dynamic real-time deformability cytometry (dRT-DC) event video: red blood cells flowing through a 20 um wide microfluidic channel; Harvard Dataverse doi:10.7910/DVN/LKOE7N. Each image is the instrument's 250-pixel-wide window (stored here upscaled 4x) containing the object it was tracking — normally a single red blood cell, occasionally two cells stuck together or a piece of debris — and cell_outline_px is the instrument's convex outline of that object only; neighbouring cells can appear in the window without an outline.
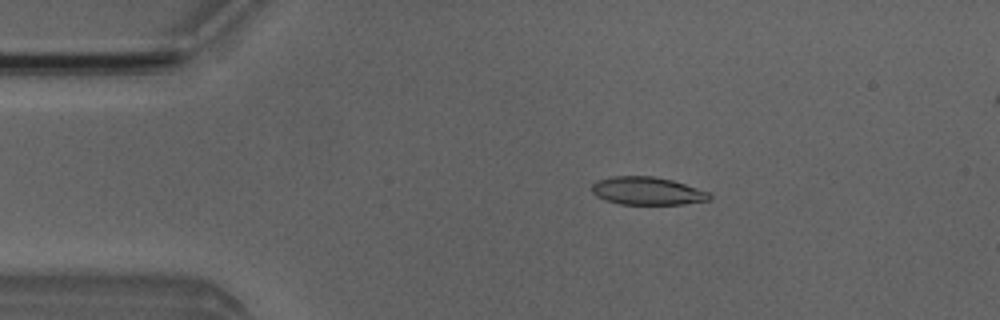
{"species": "Egyptian fruit bat (a non-hibernating species)", "species_latin": "Rousettus aegyptiacus", "temperature_condition": "room temperature", "stored_images_in_passage": 6, "camera_frame_rate_fps": 3000, "um_per_image_px": 0.085, "animal": {"sex": "male"}, "frame": {"image": 1, "passage_image": 3, "time_ms": 2.333, "image_size_px": [1000, 320], "cell_outline_px": [[712, 196], [708, 200], [684, 204], [620, 204], [604, 200], [596, 196], [592, 192], [592, 184], [596, 180], [612, 176], [652, 176], [672, 180], [708, 192]], "centroid_in_image_um": [54.96, 16.23], "position_along_channel_um": 30.0, "area_um2": 19.07}}